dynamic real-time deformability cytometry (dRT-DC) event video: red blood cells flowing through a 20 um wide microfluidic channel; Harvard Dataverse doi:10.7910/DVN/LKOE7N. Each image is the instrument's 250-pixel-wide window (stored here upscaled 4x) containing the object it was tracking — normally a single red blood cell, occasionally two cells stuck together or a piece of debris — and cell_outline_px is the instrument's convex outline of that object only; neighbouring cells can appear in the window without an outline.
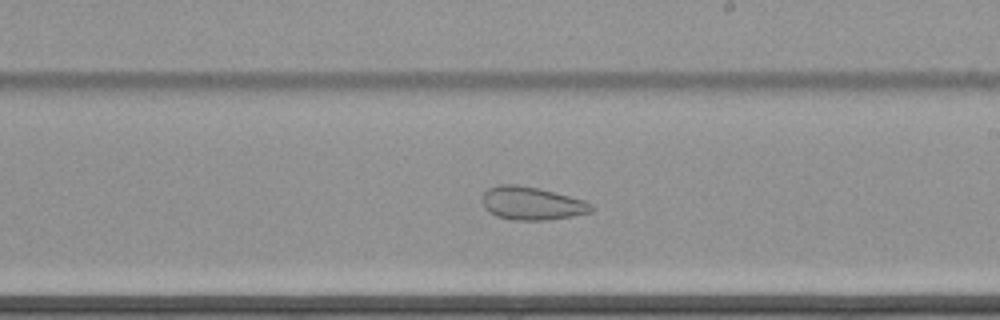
{"species": "common noctule bat (a hibernating species)", "species_latin": "Nyctalus noctula", "temperature_condition": "cold", "stored_images_in_passage": 59, "camera_frame_rate_fps": 3000, "um_per_image_px": 0.085, "animal": {"sex": "female", "body_mass_g": 22.7, "forearm_length_mm": 54.2}, "frame": {"image": 1, "passage_image": 34, "time_ms": 11.0, "image_size_px": [1000, 320], "cell_outline_px": [[596, 208], [592, 212], [572, 216], [548, 220], [512, 220], [496, 216], [488, 212], [484, 208], [484, 192], [488, 188], [500, 184], [516, 184], [540, 188], [584, 200], [592, 204]], "centroid_in_image_um": [45.23, 17.29], "position_along_channel_um": 243.8, "area_um2": 21.21}}